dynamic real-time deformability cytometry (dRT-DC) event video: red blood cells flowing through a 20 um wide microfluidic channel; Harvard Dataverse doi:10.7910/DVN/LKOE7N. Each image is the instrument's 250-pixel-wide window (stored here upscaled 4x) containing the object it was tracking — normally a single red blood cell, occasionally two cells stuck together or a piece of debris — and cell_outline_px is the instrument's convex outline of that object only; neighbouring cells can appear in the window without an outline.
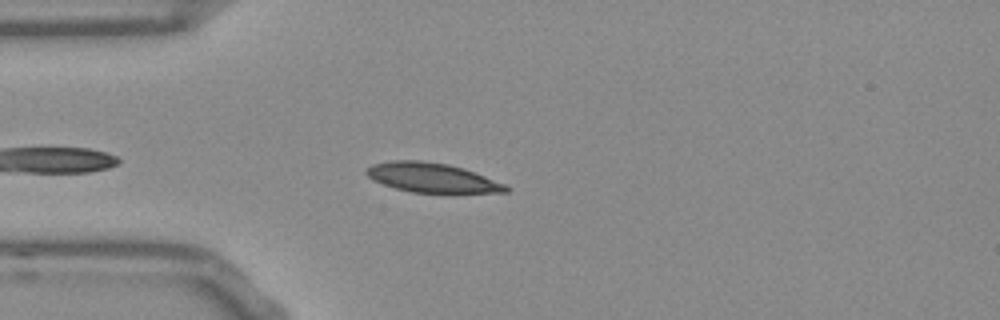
{"species": "Egyptian fruit bat (a non-hibernating species)", "species_latin": "Rousettus aegyptiacus", "temperature_condition": "room temperature", "stored_images_in_passage": 41, "camera_frame_rate_fps": 3000, "um_per_image_px": 0.085, "frame": {"image": 1, "passage_image": 5, "time_ms": 1.333, "image_size_px": [1000, 320], "cell_outline_px": [[508, 192], [412, 192], [396, 188], [384, 184], [368, 176], [364, 172], [372, 164], [392, 160], [420, 160], [448, 164], [464, 168], [504, 184], [508, 188]], "centroid_in_image_um": [36.68, 15.08], "position_along_channel_um": 48.3, "area_um2": 23.41}}
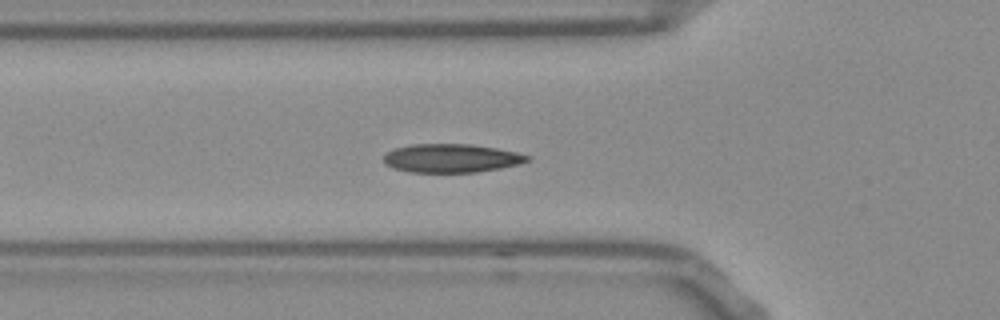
{"frame": {"image": 2, "passage_image": 9, "time_ms": 2.667, "image_size_px": [1000, 320], "cell_outline_px": [[532, 160], [500, 168], [476, 172], [408, 172], [392, 168], [384, 164], [384, 156], [388, 152], [396, 148], [412, 144], [468, 144], [496, 148], [516, 152], [532, 156]], "centroid_in_image_um": [38.36, 13.45], "position_along_channel_um": 87.4, "area_um2": 23.87}}
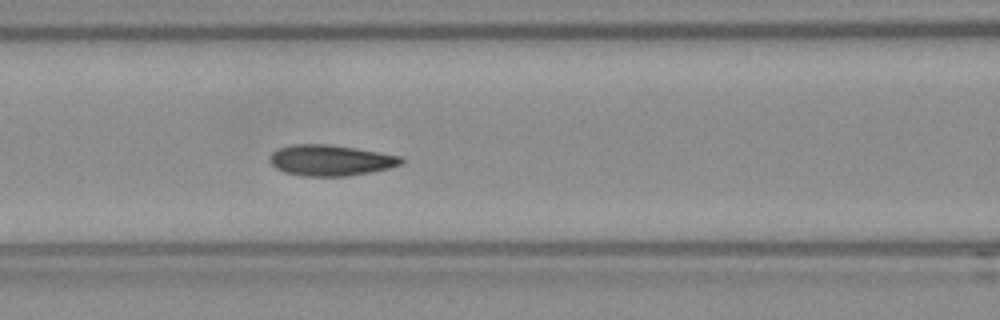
{"frame": {"image": 3, "passage_image": 13, "time_ms": 4.0, "image_size_px": [1000, 320], "cell_outline_px": [[404, 160], [400, 164], [388, 168], [348, 176], [304, 176], [284, 172], [276, 168], [268, 160], [272, 152], [280, 148], [292, 144], [328, 144], [356, 148], [404, 156]], "centroid_in_image_um": [28.1, 13.62], "position_along_channel_um": 138.5, "area_um2": 23.64}, "authors_computed_cell_mechanics": {"area_um2": 23.9292, "velocity_mm_per_s": 3.772, "shape_relaxation_time_tau1_ms": 3.4273, "shape_relaxation_time_tau2_ms": 0.8987, "deformation_change_tau1": 0.1227, "deformation_change_tau2": 0.0545}}